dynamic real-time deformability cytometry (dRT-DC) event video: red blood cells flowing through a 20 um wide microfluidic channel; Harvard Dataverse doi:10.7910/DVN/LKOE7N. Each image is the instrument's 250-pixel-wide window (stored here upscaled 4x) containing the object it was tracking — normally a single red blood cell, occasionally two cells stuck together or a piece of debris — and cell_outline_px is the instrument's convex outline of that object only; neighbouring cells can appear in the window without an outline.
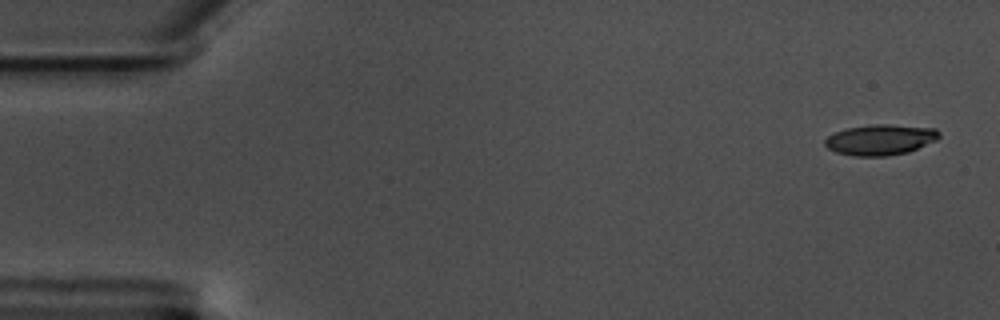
{"species": "common noctule bat (a hibernating species)", "species_latin": "Nyctalus noctula", "temperature_condition": "warm", "stored_images_in_passage": 54, "camera_frame_rate_fps": 3000, "um_per_image_px": 0.085, "animal": {"sex": "male", "body_mass_g": 17.5, "forearm_length_mm": 52.3}, "frame": {"image": 1, "passage_image": 1, "time_ms": 0.0, "image_size_px": [1000, 320], "cell_outline_px": [[940, 136], [936, 140], [908, 152], [888, 156], [852, 156], [836, 152], [828, 148], [824, 144], [824, 140], [828, 136], [836, 132], [848, 128], [872, 124], [888, 124], [936, 128], [940, 132]], "centroid_in_image_um": [74.83, 11.88], "position_along_channel_um": 10.2, "area_um2": 20.4}}
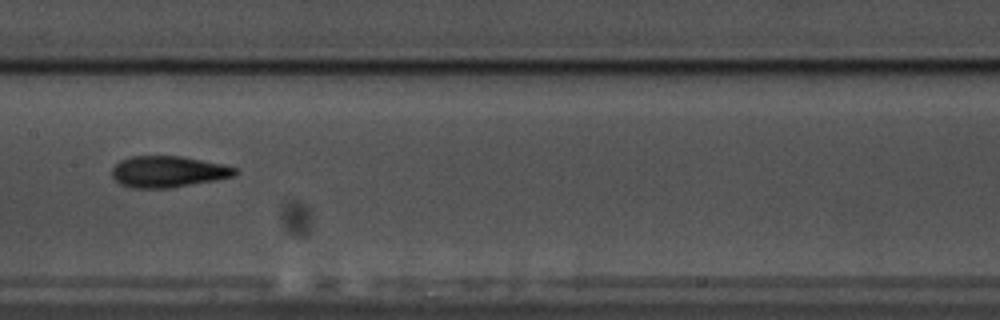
{"frame": {"image": 2, "passage_image": 28, "time_ms": 9.0, "image_size_px": [1000, 320], "cell_outline_px": [[240, 172], [236, 176], [216, 180], [172, 188], [132, 188], [120, 184], [112, 176], [112, 168], [120, 160], [132, 156], [180, 156], [224, 164], [240, 168]], "centroid_in_image_um": [14.35, 14.59], "position_along_channel_um": 193.1, "area_um2": 22.77}}
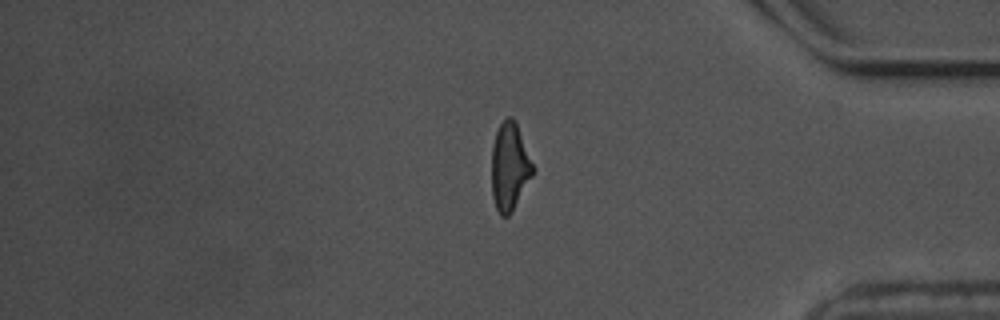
{"frame": {"image": 3, "passage_image": 47, "time_ms": 15.333, "image_size_px": [1000, 320], "cell_outline_px": [[532, 176], [512, 212], [508, 216], [500, 216], [496, 208], [492, 196], [492, 144], [496, 132], [500, 124], [508, 116], [512, 116], [516, 120], [532, 164]], "centroid_in_image_um": [43.29, 14.17], "position_along_channel_um": 391.9, "area_um2": 20.87}, "authors_computed_cell_mechanics": {"area_um2": 21.2126, "velocity_mm_per_s": 3.5309, "shape_relaxation_time_tau1_ms": 5.02, "shape_relaxation_time_tau2_ms": 2.1641, "deformation_change_tau1": 0.1756, "deformation_change_tau2": 0.1162}}